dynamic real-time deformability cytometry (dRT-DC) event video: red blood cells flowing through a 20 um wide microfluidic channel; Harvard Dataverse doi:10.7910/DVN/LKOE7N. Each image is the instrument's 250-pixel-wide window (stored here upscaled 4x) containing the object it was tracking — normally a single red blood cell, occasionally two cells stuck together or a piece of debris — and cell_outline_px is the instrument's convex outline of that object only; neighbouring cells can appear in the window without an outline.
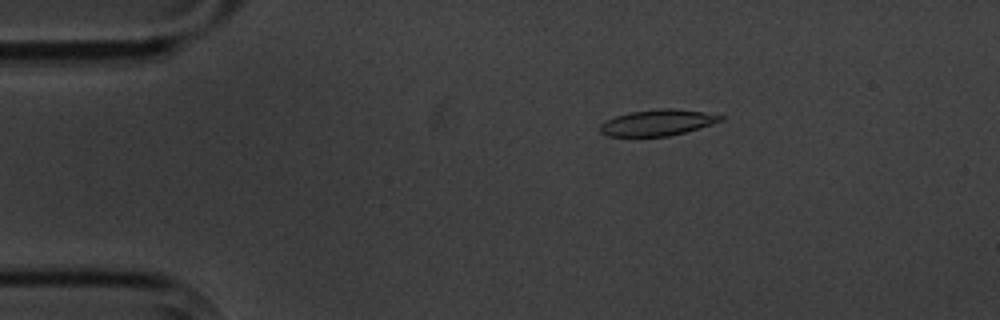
{"species": "common noctule bat (a hibernating species)", "species_latin": "Nyctalus noctula", "temperature_condition": "cold", "stored_images_in_passage": 6, "camera_frame_rate_fps": 3000, "um_per_image_px": 0.085, "animal": {"sex": "male", "body_mass_g": 20.1, "forearm_length_mm": 53.5}, "frame": {"image": 1, "passage_image": 3, "time_ms": 2.333, "image_size_px": [1000, 320], "cell_outline_px": [[724, 120], [712, 124], [684, 132], [668, 136], [608, 136], [600, 132], [600, 124], [604, 120], [616, 116], [632, 112], [660, 108], [672, 108], [704, 112], [724, 116]], "centroid_in_image_um": [55.88, 10.42], "position_along_channel_um": 29.1, "area_um2": 18.21}}
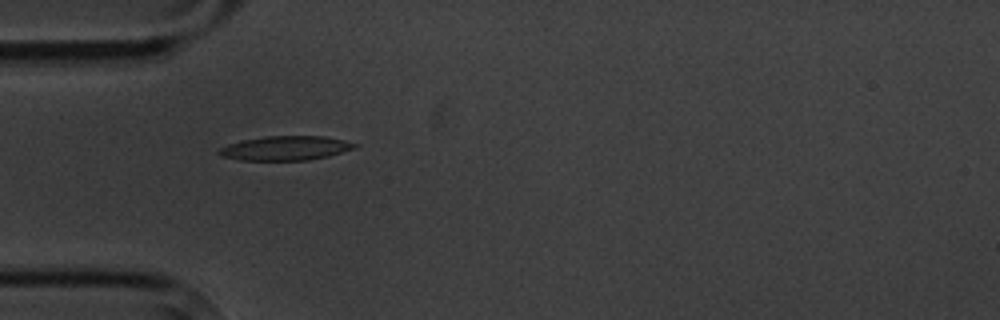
{"frame": {"image": 2, "passage_image": 5, "time_ms": 4.667, "image_size_px": [1000, 320], "cell_outline_px": [[360, 144], [356, 148], [328, 156], [308, 160], [240, 160], [220, 156], [216, 152], [220, 148], [228, 144], [240, 140], [264, 136], [324, 136], [344, 140]], "centroid_in_image_um": [24.26, 12.59], "position_along_channel_um": 60.7, "area_um2": 19.36}}
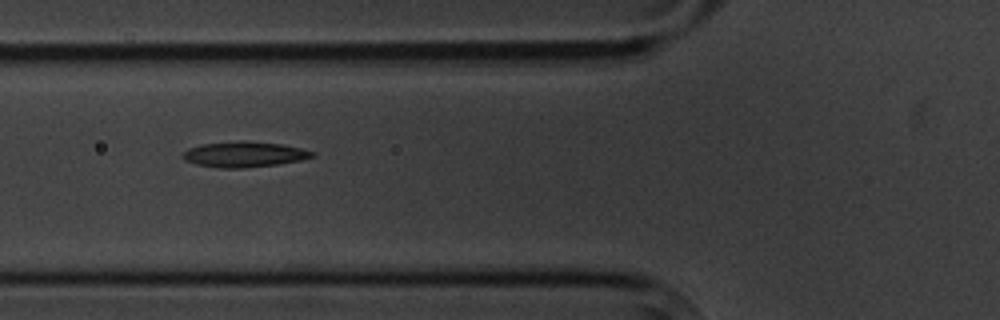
{"frame": {"image": 3, "passage_image": 6, "time_ms": 6.0, "image_size_px": [1000, 320], "cell_outline_px": [[316, 156], [300, 160], [276, 164], [244, 168], [220, 168], [196, 164], [184, 160], [180, 156], [188, 148], [200, 144], [236, 140], [244, 140], [284, 144], [316, 152]], "centroid_in_image_um": [20.74, 13.1], "position_along_channel_um": 105.1, "area_um2": 19.54}}